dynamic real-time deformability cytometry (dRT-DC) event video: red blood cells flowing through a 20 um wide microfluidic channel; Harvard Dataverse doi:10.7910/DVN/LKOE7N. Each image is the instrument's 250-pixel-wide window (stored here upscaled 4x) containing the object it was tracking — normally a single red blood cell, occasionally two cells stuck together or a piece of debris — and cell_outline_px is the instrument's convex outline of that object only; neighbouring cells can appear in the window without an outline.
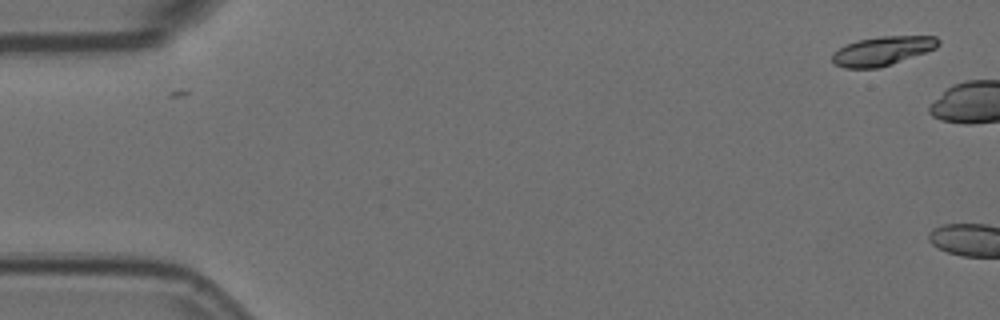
{"species": "Egyptian fruit bat (a non-hibernating species)", "species_latin": "Rousettus aegyptiacus", "temperature_condition": "room temperature", "stored_images_in_passage": 2, "camera_frame_rate_fps": 3000, "um_per_image_px": 0.085, "animal": {"sex": "female"}, "frame": {"image": 1, "passage_image": 1, "time_ms": 0.0, "image_size_px": [1000, 320], "cell_outline_px": [[940, 44], [936, 48], [892, 64], [880, 68], [844, 68], [836, 64], [832, 60], [832, 52], [844, 44], [856, 40], [880, 36], [936, 36], [940, 40]], "centroid_in_image_um": [74.98, 4.32], "position_along_channel_um": 10.0, "area_um2": 18.09}}